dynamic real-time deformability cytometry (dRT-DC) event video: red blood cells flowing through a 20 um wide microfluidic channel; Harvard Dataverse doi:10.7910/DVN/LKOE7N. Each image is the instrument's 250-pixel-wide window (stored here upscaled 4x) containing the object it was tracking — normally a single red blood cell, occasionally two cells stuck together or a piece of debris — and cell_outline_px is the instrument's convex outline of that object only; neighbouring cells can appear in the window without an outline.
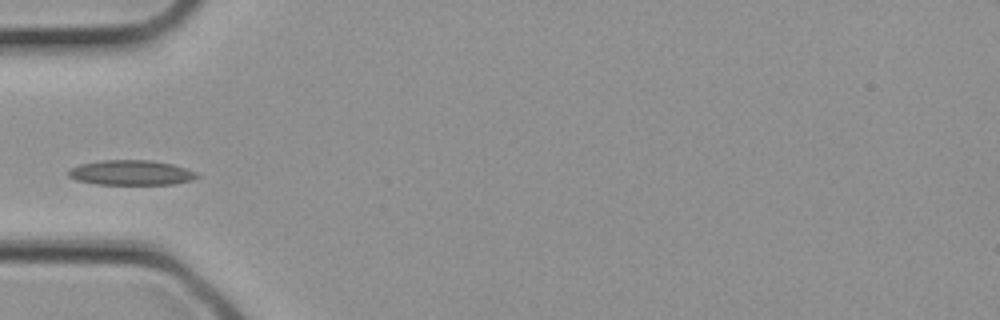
{"species": "common noctule bat (a hibernating species)", "species_latin": "Nyctalus noctula", "temperature_condition": "cold", "stored_images_in_passage": 2, "camera_frame_rate_fps": 3000, "um_per_image_px": 0.085, "animal": {"sex": "female", "body_mass_g": 21.9}, "frame": {"image": 1, "passage_image": 2, "time_ms": 0.333, "image_size_px": [1000, 320], "cell_outline_px": [[200, 176], [192, 180], [176, 184], [96, 184], [76, 180], [68, 176], [68, 168], [80, 164], [100, 160], [152, 160], [172, 164], [196, 172]], "centroid_in_image_um": [11.12, 14.67], "position_along_channel_um": 73.9, "area_um2": 18.79}}